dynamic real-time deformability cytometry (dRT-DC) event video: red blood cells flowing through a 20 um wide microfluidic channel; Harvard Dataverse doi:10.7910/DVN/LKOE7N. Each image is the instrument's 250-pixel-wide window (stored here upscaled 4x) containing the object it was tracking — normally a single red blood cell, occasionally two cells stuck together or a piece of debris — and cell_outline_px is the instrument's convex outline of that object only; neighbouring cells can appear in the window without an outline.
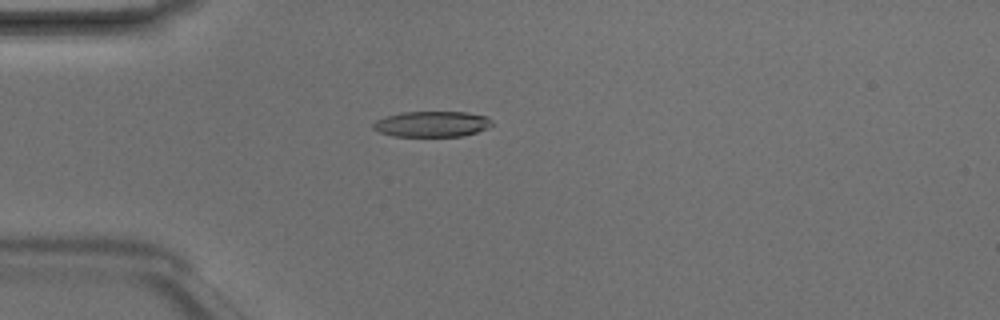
{"species": "Egyptian fruit bat (a non-hibernating species)", "species_latin": "Rousettus aegyptiacus", "temperature_condition": "room temperature", "stored_images_in_passage": 3, "camera_frame_rate_fps": 3000, "um_per_image_px": 0.085, "animal": {"sex": "male"}, "frame": {"image": 1, "passage_image": 3, "time_ms": 0.667, "image_size_px": [1000, 320], "cell_outline_px": [[492, 124], [488, 128], [464, 136], [392, 136], [380, 132], [372, 128], [372, 124], [376, 120], [400, 112], [468, 112], [488, 116], [492, 120]], "centroid_in_image_um": [36.74, 10.54], "position_along_channel_um": 48.3, "area_um2": 17.86}}